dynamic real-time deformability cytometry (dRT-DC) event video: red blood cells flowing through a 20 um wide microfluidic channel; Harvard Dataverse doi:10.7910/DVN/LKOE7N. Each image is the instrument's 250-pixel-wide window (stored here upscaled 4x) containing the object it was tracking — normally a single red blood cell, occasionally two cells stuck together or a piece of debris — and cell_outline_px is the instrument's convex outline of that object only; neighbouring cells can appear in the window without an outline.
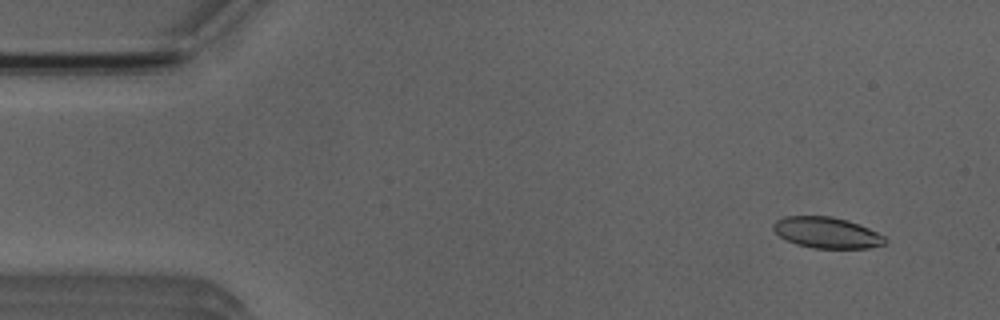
{"species": "Egyptian fruit bat (a non-hibernating species)", "species_latin": "Rousettus aegyptiacus", "temperature_condition": "room temperature", "stored_images_in_passage": 3, "camera_frame_rate_fps": 3000, "um_per_image_px": 0.085, "animal": {"sex": "male"}, "frame": {"image": 1, "passage_image": 1, "time_ms": 0.0, "image_size_px": [1000, 320], "cell_outline_px": [[888, 240], [884, 244], [868, 248], [812, 248], [796, 244], [780, 236], [772, 228], [772, 224], [776, 220], [784, 216], [832, 216], [848, 220], [868, 228], [884, 236]], "centroid_in_image_um": [70.27, 19.77], "position_along_channel_um": 14.7, "area_um2": 20.17}}
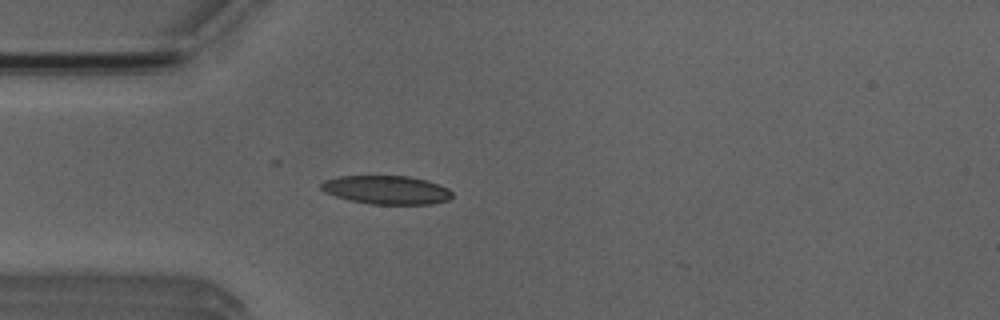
{"frame": {"image": 2, "passage_image": 3, "time_ms": 3.333, "image_size_px": [1000, 320], "cell_outline_px": [[452, 196], [448, 200], [432, 204], [368, 204], [348, 200], [324, 192], [320, 188], [320, 184], [324, 180], [340, 176], [408, 176], [424, 180], [448, 188], [452, 192]], "centroid_in_image_um": [32.82, 16.15], "position_along_channel_um": 52.2, "area_um2": 21.79}}